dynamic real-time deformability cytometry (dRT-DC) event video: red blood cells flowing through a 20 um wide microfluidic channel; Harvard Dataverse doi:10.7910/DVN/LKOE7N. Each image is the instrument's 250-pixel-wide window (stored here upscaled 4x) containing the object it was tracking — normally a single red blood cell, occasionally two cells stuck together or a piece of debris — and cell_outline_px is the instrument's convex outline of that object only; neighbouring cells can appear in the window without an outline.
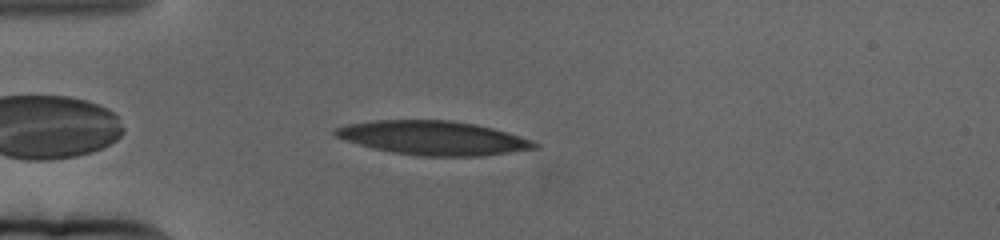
{"species": "human", "species_latin": "Homo sapiens", "temperature_condition": "cold", "stored_images_in_passage": 51, "camera_frame_rate_fps": 3000, "um_per_image_px": 0.085, "donor": {"sex": "female"}, "frame": {"image": 1, "passage_image": 4, "time_ms": 1.0, "image_size_px": [1000, 240], "cell_outline_px": [[540, 144], [536, 148], [480, 156], [424, 156], [392, 152], [372, 148], [344, 140], [336, 136], [332, 132], [336, 128], [348, 124], [376, 120], [452, 120], [476, 124], [492, 128], [532, 140]], "centroid_in_image_um": [36.8, 11.72], "position_along_channel_um": 48.2, "area_um2": 39.19}}
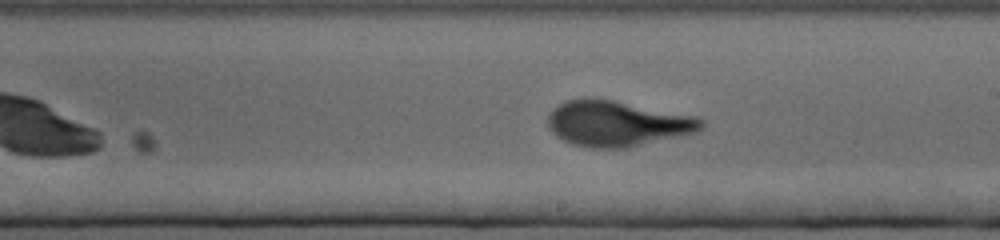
{"frame": {"image": 2, "passage_image": 24, "time_ms": 7.667, "image_size_px": [1000, 240], "cell_outline_px": [[704, 124], [696, 132], [624, 148], [588, 148], [572, 144], [556, 136], [552, 132], [548, 124], [548, 116], [560, 104], [568, 100], [612, 100], [692, 116], [704, 120]], "centroid_in_image_um": [52.44, 10.53], "position_along_channel_um": 236.6, "area_um2": 39.48}}
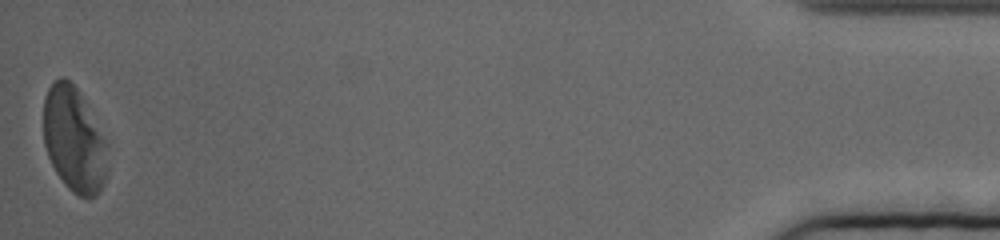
{"frame": {"image": 3, "passage_image": 51, "time_ms": 16.667, "image_size_px": [1000, 240], "cell_outline_px": [[108, 172], [96, 196], [80, 196], [72, 192], [64, 184], [56, 172], [48, 156], [44, 144], [44, 100], [48, 88], [60, 76], [64, 76], [76, 88], [100, 136]], "centroid_in_image_um": [6.21, 11.91], "position_along_channel_um": 429.0, "area_um2": 37.34}, "authors_computed_cell_mechanics": {"area_um2": 39.304, "velocity_mm_per_s": 3.0958, "shape_relaxation_time_tau1_ms": 4.6914, "shape_relaxation_time_tau2_ms": 1.0606, "deformation_change_tau1": 0.2375, "deformation_change_tau2": 0.09}}